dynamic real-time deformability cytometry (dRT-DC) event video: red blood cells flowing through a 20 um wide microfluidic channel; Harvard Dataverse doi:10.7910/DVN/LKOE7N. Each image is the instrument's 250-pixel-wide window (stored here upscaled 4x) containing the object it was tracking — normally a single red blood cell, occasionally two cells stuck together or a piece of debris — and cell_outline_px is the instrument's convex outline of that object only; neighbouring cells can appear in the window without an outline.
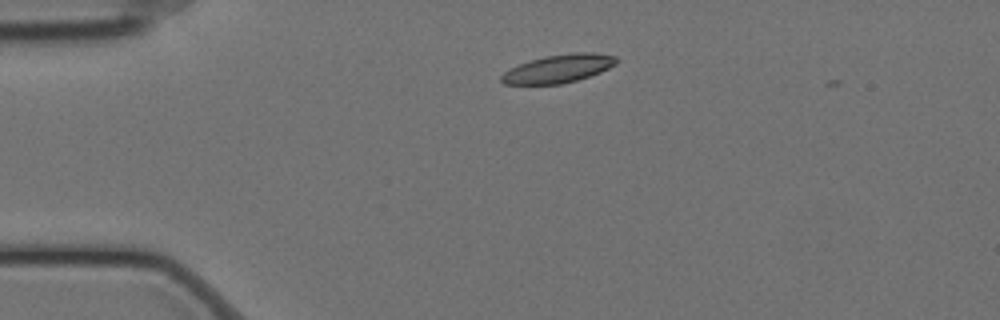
{"species": "Egyptian fruit bat (a non-hibernating species)", "species_latin": "Rousettus aegyptiacus", "temperature_condition": "cold", "stored_images_in_passage": 3, "camera_frame_rate_fps": 3000, "um_per_image_px": 0.085, "animal": {"sex": "female"}, "frame": {"image": 1, "passage_image": 2, "time_ms": 0.333, "image_size_px": [1000, 320], "cell_outline_px": [[620, 60], [616, 64], [600, 72], [576, 80], [560, 84], [504, 84], [500, 80], [500, 76], [504, 72], [520, 64], [544, 56], [576, 52], [592, 52], [616, 56]], "centroid_in_image_um": [47.49, 5.82], "position_along_channel_um": 37.5, "area_um2": 18.73}}